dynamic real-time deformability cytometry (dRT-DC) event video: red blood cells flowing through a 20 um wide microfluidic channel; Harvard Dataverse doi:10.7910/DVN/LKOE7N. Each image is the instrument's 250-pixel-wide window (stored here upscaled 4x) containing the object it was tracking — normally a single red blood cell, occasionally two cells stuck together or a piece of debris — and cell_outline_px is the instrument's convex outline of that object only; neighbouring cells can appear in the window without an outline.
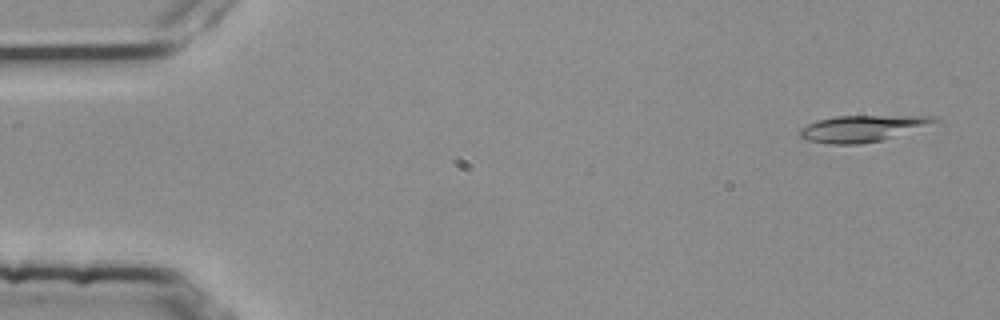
{"species": "common noctule bat (a hibernating species)", "species_latin": "Nyctalus noctula", "temperature_condition": "room temperature", "stored_images_in_passage": 11, "camera_frame_rate_fps": 3000, "um_per_image_px": 0.085, "animal": {"sex": "female", "body_mass_g": 25.1}, "frame": {"image": 1, "passage_image": 2, "time_ms": 0.333, "image_size_px": [1000, 320], "cell_outline_px": [[944, 124], [884, 140], [860, 144], [828, 144], [804, 140], [796, 132], [800, 128], [808, 124], [820, 120], [836, 116], [936, 116]], "centroid_in_image_um": [73.47, 10.93], "position_along_channel_um": 11.5, "area_um2": 21.62}}